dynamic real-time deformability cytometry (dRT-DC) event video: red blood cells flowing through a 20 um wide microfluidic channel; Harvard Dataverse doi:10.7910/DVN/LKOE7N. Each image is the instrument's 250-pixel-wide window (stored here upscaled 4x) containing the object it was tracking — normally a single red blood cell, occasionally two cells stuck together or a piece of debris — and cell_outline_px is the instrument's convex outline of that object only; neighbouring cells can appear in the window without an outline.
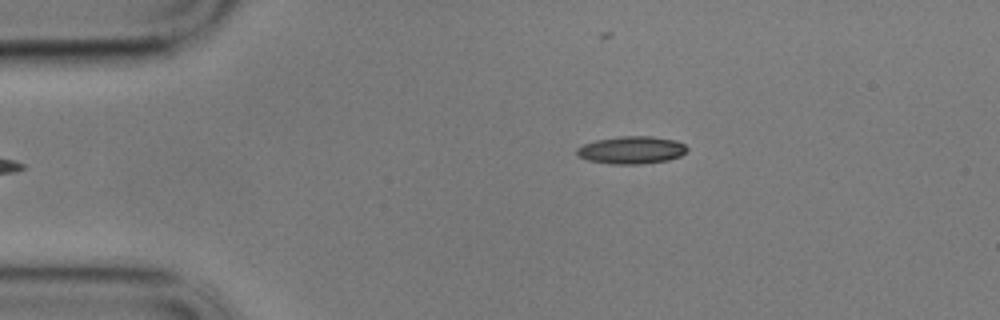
{"species": "common noctule bat (a hibernating species)", "species_latin": "Nyctalus noctula", "temperature_condition": "cold", "stored_images_in_passage": 48, "camera_frame_rate_fps": 3000, "um_per_image_px": 0.085, "animal": {"sex": "male", "body_mass_g": 17.9}, "frame": {"image": 1, "passage_image": 1, "time_ms": 0.0, "image_size_px": [1000, 320], "cell_outline_px": [[688, 152], [680, 156], [668, 160], [640, 164], [612, 164], [588, 160], [580, 156], [576, 152], [576, 148], [584, 144], [596, 140], [620, 136], [652, 136], [676, 140], [684, 144], [688, 148]], "centroid_in_image_um": [53.71, 12.75], "position_along_channel_um": 31.3, "area_um2": 17.74}}
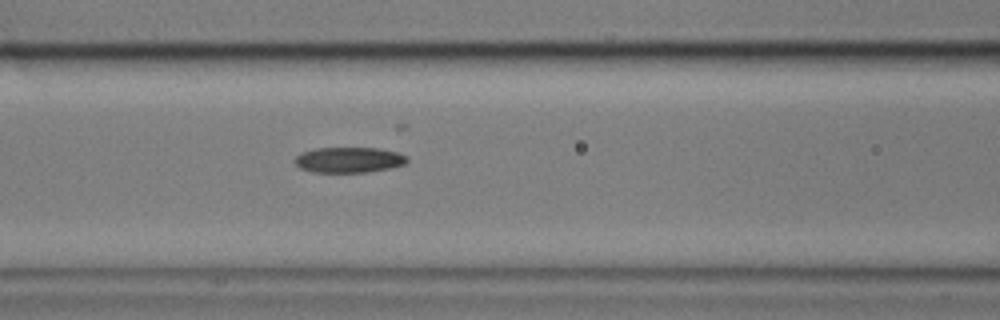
{"frame": {"image": 2, "passage_image": 14, "time_ms": 4.333, "image_size_px": [1000, 320], "cell_outline_px": [[408, 160], [404, 164], [388, 168], [364, 172], [312, 172], [300, 168], [296, 164], [296, 156], [300, 152], [316, 148], [376, 148], [396, 152], [408, 156]], "centroid_in_image_um": [29.63, 13.58], "position_along_channel_um": 137.0, "area_um2": 16.53}}
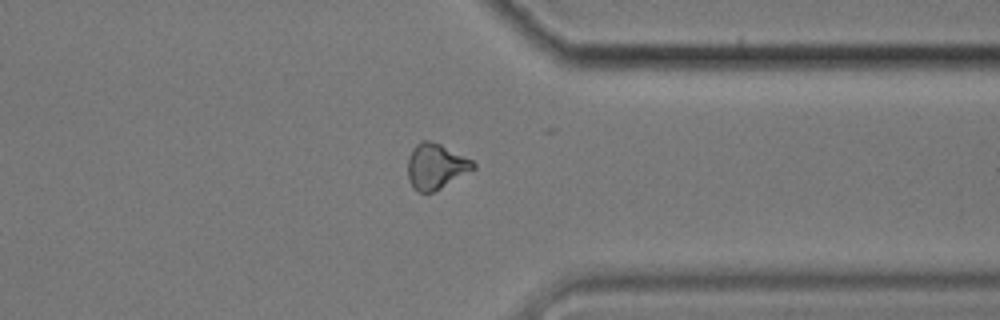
{"frame": {"image": 3, "passage_image": 35, "time_ms": 11.333, "image_size_px": [1000, 320], "cell_outline_px": [[476, 168], [440, 188], [432, 192], [416, 192], [408, 180], [408, 156], [412, 148], [420, 140], [428, 140], [440, 144], [472, 160], [476, 164]], "centroid_in_image_um": [37.01, 14.13], "position_along_channel_um": 374.4, "area_um2": 17.28}, "authors_computed_cell_mechanics": {"area_um2": 17.3689, "velocity_mm_per_s": 3.4466, "shape_relaxation_time_tau1_ms": 8.8271, "shape_relaxation_time_tau2_ms": null, "deformation_change_tau1": 0.1776, "deformation_change_tau2": null}}